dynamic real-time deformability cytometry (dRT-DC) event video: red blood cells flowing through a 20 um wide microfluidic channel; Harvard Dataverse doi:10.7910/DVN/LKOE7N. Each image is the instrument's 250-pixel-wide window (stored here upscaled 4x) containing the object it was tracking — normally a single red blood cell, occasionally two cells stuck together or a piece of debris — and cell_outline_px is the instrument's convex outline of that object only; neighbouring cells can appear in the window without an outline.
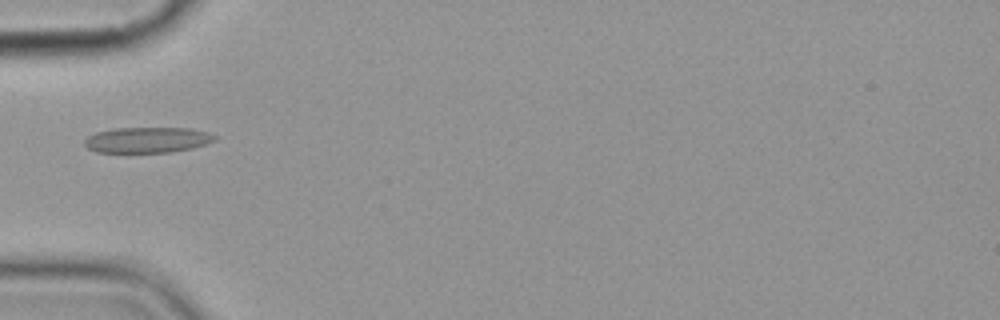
{"species": "common noctule bat (a hibernating species)", "species_latin": "Nyctalus noctula", "temperature_condition": "cold", "stored_images_in_passage": 8, "camera_frame_rate_fps": 3000, "um_per_image_px": 0.085, "animal": {"sex": "female", "body_mass_g": 19.9}, "frame": {"image": 1, "passage_image": 6, "time_ms": 6.0, "image_size_px": [1000, 320], "cell_outline_px": [[216, 140], [192, 148], [172, 152], [96, 152], [88, 148], [84, 144], [84, 140], [88, 136], [96, 132], [112, 128], [192, 128], [208, 132], [216, 136]], "centroid_in_image_um": [12.52, 11.89], "position_along_channel_um": 72.5, "area_um2": 19.48}}
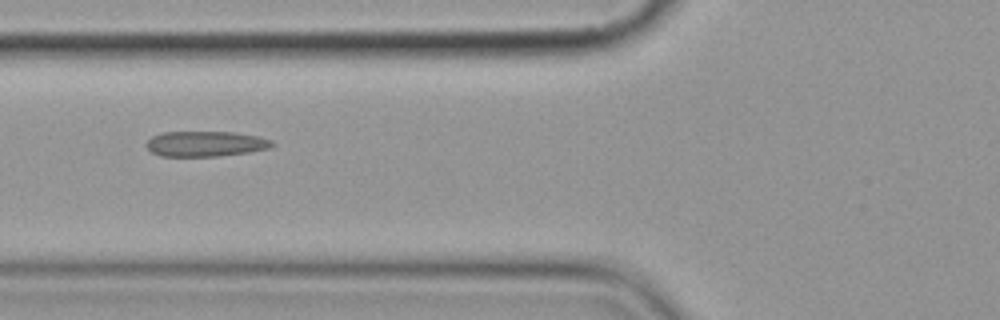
{"frame": {"image": 2, "passage_image": 7, "time_ms": 7.0, "image_size_px": [1000, 320], "cell_outline_px": [[276, 144], [272, 148], [248, 152], [216, 156], [160, 156], [152, 152], [144, 144], [152, 136], [160, 132], [236, 132], [260, 136], [272, 140]], "centroid_in_image_um": [17.5, 12.21], "position_along_channel_um": 108.3, "area_um2": 18.79}}
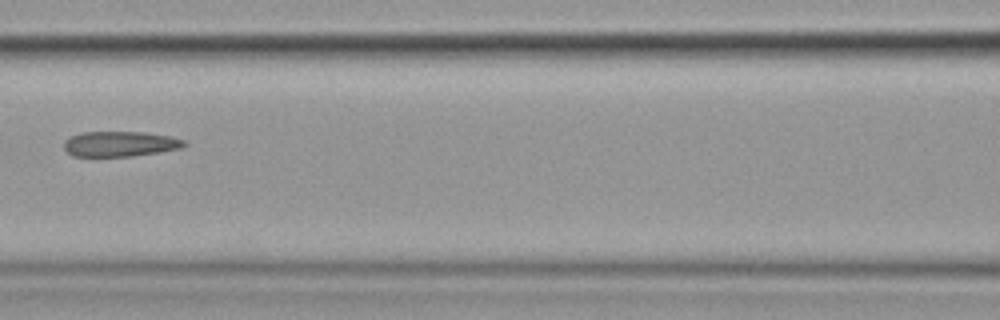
{"frame": {"image": 3, "passage_image": 8, "time_ms": 8.333, "image_size_px": [1000, 320], "cell_outline_px": [[188, 144], [180, 148], [160, 152], [132, 156], [72, 156], [64, 148], [64, 140], [80, 132], [144, 132], [172, 136], [184, 140]], "centroid_in_image_um": [10.22, 12.23], "position_along_channel_um": 156.4, "area_um2": 17.74}}